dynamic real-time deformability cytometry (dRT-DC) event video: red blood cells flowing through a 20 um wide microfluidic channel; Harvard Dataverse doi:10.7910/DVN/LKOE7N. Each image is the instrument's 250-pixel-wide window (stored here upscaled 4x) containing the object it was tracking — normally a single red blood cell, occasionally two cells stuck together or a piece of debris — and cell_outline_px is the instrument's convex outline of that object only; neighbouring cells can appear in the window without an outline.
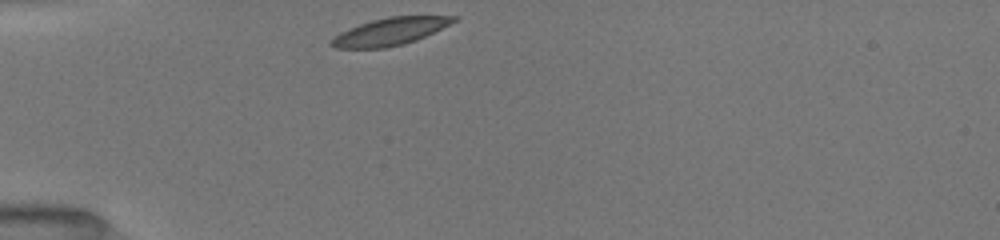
{"species": "common noctule bat (a hibernating species)", "species_latin": "Nyctalus noctula", "temperature_condition": "room temperature", "stored_images_in_passage": 31, "camera_frame_rate_fps": 3000, "um_per_image_px": 0.085, "animal": {"sex": "female", "body_mass_g": 19.5, "forearm_length_mm": 54.1}, "frame": {"image": 1, "passage_image": 1, "time_ms": 0.0, "image_size_px": [1000, 240], "cell_outline_px": [[460, 16], [456, 20], [416, 40], [404, 44], [384, 48], [336, 48], [328, 44], [340, 32], [348, 28], [372, 20], [388, 16]], "centroid_in_image_um": [33.11, 2.68], "position_along_channel_um": 51.9, "area_um2": 19.19}}
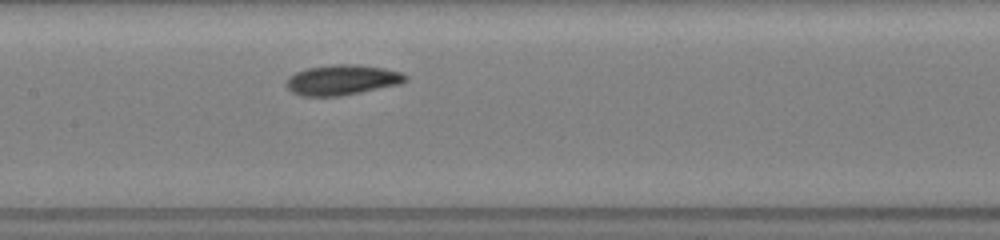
{"frame": {"image": 2, "passage_image": 12, "time_ms": 3.667, "image_size_px": [1000, 240], "cell_outline_px": [[408, 80], [400, 84], [340, 96], [300, 96], [292, 92], [284, 84], [288, 76], [296, 72], [308, 68], [332, 64], [360, 64], [384, 68], [400, 72], [408, 76]], "centroid_in_image_um": [29.06, 6.79], "position_along_channel_um": 178.3, "area_um2": 21.15}}
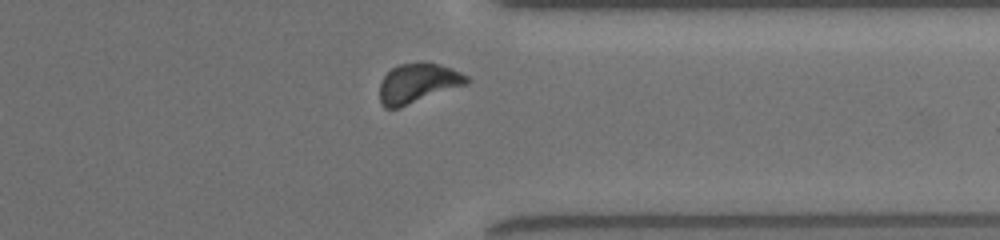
{"frame": {"image": 3, "passage_image": 27, "time_ms": 8.667, "image_size_px": [1000, 240], "cell_outline_px": [[472, 80], [468, 84], [400, 108], [384, 108], [380, 100], [380, 84], [384, 76], [392, 68], [400, 64], [440, 64], [452, 68], [468, 76]], "centroid_in_image_um": [35.55, 7.1], "position_along_channel_um": 375.8, "area_um2": 19.94}, "authors_computed_cell_mechanics": {"area_um2": 20.1722, "velocity_mm_per_s": 3.9767, "shape_relaxation_time_tau1_ms": 1.8768, "shape_relaxation_time_tau2_ms": 2.5457, "deformation_change_tau1": 0.1065, "deformation_change_tau2": 0.0785}}